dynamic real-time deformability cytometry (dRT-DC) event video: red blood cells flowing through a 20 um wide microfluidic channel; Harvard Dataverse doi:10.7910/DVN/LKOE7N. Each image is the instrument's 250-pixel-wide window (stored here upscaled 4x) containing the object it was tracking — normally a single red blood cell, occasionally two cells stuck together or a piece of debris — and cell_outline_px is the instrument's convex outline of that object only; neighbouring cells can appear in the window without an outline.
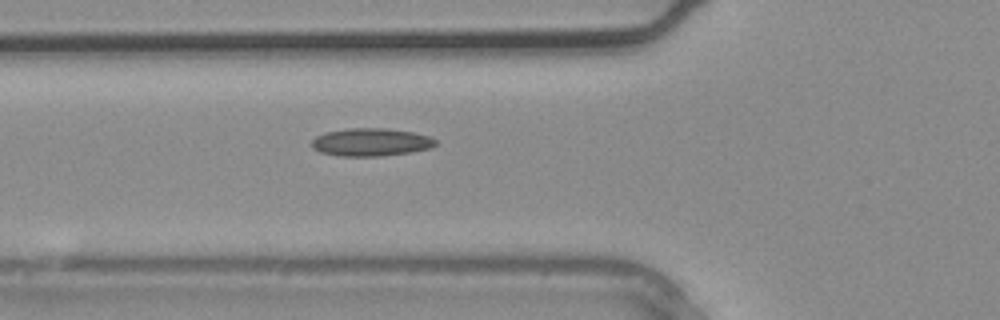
{"species": "common noctule bat (a hibernating species)", "species_latin": "Nyctalus noctula", "temperature_condition": "warm", "stored_images_in_passage": 5, "camera_frame_rate_fps": 3000, "um_per_image_px": 0.085, "animal": {"sex": "male", "body_mass_g": 20.4}, "frame": {"image": 1, "passage_image": 5, "time_ms": 1.333, "image_size_px": [1000, 320], "cell_outline_px": [[436, 144], [432, 148], [408, 152], [380, 156], [340, 156], [320, 152], [312, 148], [312, 140], [316, 136], [328, 132], [348, 128], [384, 128], [412, 132], [428, 136], [436, 140]], "centroid_in_image_um": [31.52, 12.08], "position_along_channel_um": 94.3, "area_um2": 19.94}}